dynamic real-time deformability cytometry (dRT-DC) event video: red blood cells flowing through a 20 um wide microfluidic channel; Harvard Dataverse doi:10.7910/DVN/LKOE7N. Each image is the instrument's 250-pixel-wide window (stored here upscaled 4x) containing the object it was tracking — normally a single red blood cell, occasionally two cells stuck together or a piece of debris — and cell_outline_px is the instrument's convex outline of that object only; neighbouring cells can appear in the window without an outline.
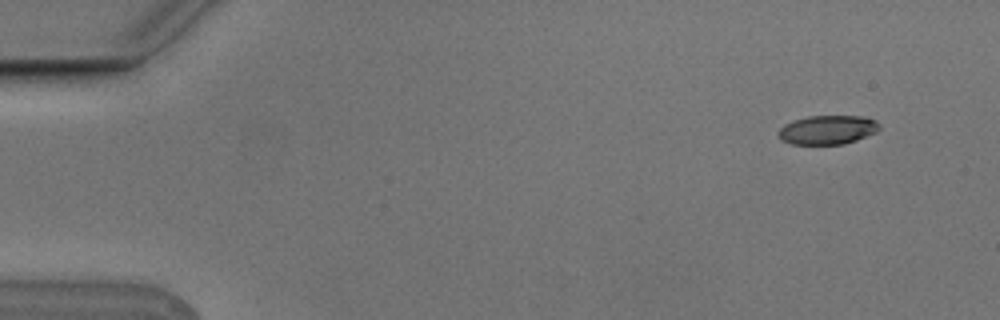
{"species": "Egyptian fruit bat (a non-hibernating species)", "species_latin": "Rousettus aegyptiacus", "temperature_condition": "cold", "stored_images_in_passage": 3, "camera_frame_rate_fps": 3000, "um_per_image_px": 0.085, "animal": {"sex": "male"}, "frame": {"image": 1, "passage_image": 1, "time_ms": 0.0, "image_size_px": [1000, 320], "cell_outline_px": [[880, 128], [876, 132], [856, 140], [844, 144], [792, 144], [780, 140], [776, 132], [784, 124], [808, 116], [860, 116], [876, 120], [880, 124]], "centroid_in_image_um": [70.33, 11.04], "position_along_channel_um": 14.7, "area_um2": 17.11}}